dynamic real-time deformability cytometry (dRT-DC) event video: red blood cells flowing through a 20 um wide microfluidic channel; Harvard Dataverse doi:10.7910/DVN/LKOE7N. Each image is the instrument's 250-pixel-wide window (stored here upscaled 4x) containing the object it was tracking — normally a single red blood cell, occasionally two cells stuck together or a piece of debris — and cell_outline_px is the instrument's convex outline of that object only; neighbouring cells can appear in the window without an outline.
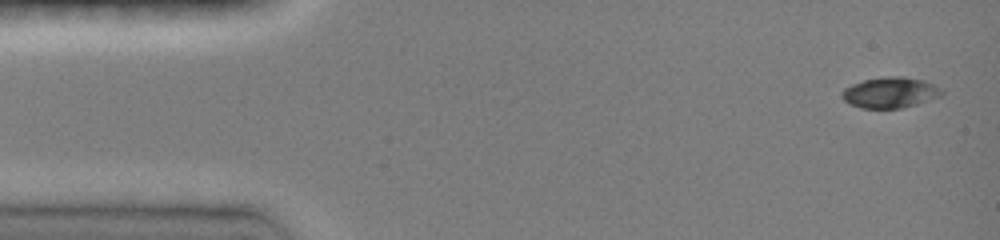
{"species": "common noctule bat (a hibernating species)", "species_latin": "Nyctalus noctula", "temperature_condition": "room temperature", "stored_images_in_passage": 23, "camera_frame_rate_fps": 3000, "um_per_image_px": 0.085, "animal": {"sex": "female", "body_mass_g": 19.0, "forearm_length_mm": 51.5}, "frame": {"image": 1, "passage_image": 1, "time_ms": 0.0, "image_size_px": [1000, 240], "cell_outline_px": [[944, 92], [940, 96], [916, 104], [900, 108], [860, 108], [844, 100], [840, 96], [840, 92], [844, 88], [852, 84], [864, 80], [884, 76], [904, 76], [924, 80], [940, 88]], "centroid_in_image_um": [75.64, 7.85], "position_along_channel_um": 9.4, "area_um2": 17.86}}
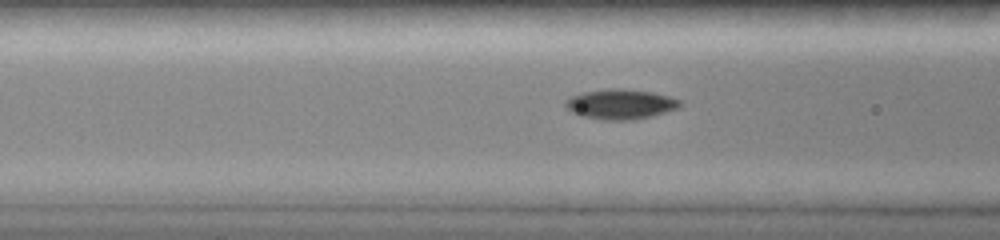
{"frame": {"image": 2, "passage_image": 12, "time_ms": 5.333, "image_size_px": [1000, 240], "cell_outline_px": [[684, 104], [676, 108], [652, 116], [636, 120], [604, 120], [580, 116], [572, 112], [564, 104], [564, 100], [580, 92], [608, 88], [620, 88], [652, 92], [668, 96], [680, 100]], "centroid_in_image_um": [52.71, 8.85], "position_along_channel_um": 113.9, "area_um2": 20.17}}
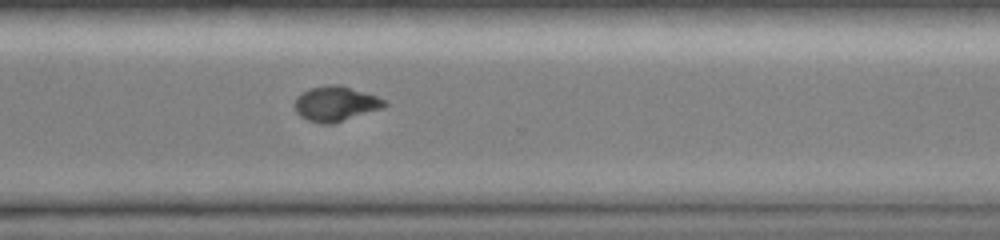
{"frame": {"image": 3, "passage_image": 23, "time_ms": 11.0, "image_size_px": [1000, 240], "cell_outline_px": [[388, 104], [384, 108], [332, 124], [320, 124], [308, 120], [300, 116], [296, 112], [296, 96], [308, 88], [324, 84], [340, 84], [376, 96], [384, 100]], "centroid_in_image_um": [28.52, 8.81], "position_along_channel_um": 342.1, "area_um2": 18.44}}